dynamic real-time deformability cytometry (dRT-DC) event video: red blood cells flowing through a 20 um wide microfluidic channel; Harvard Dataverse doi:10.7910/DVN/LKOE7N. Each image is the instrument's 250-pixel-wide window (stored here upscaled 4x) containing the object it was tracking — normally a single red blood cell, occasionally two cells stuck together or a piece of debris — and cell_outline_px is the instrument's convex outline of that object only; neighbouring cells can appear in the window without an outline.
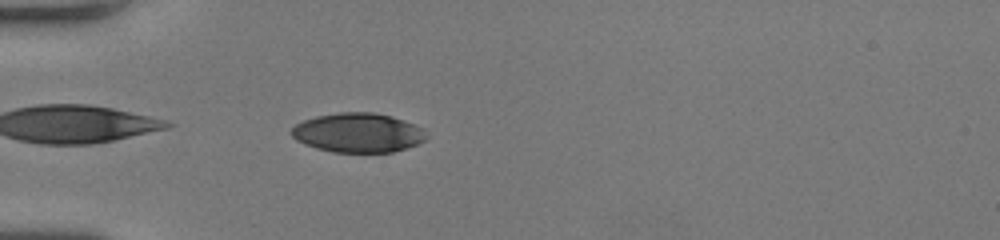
{"species": "human", "species_latin": "Homo sapiens", "temperature_condition": "room temperature", "stored_images_in_passage": 38, "camera_frame_rate_fps": 3000, "um_per_image_px": 0.085, "donor": {"sex": "female"}, "frame": {"image": 1, "passage_image": 2, "time_ms": 0.333, "image_size_px": [1000, 240], "cell_outline_px": [[428, 136], [424, 140], [416, 144], [392, 152], [332, 152], [316, 148], [304, 144], [296, 140], [288, 132], [296, 124], [304, 120], [316, 116], [340, 112], [376, 112], [392, 116], [404, 120], [424, 128]], "centroid_in_image_um": [30.42, 11.27], "position_along_channel_um": 54.6, "area_um2": 31.1}}
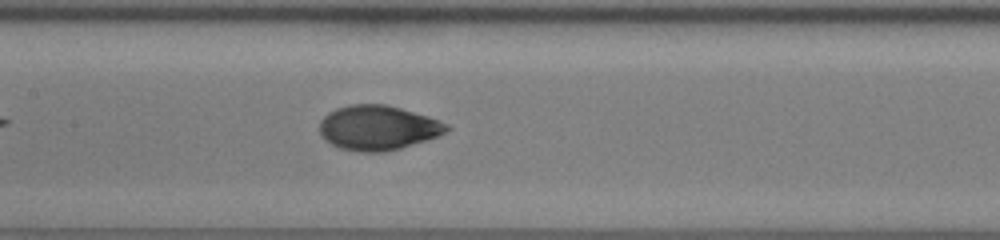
{"frame": {"image": 2, "passage_image": 12, "time_ms": 3.667, "image_size_px": [1000, 240], "cell_outline_px": [[452, 128], [436, 136], [400, 148], [384, 152], [360, 152], [340, 148], [324, 140], [320, 136], [320, 120], [328, 112], [336, 108], [348, 104], [388, 104], [428, 116], [440, 120], [448, 124]], "centroid_in_image_um": [32.09, 10.84], "position_along_channel_um": 175.3, "area_um2": 33.18}}
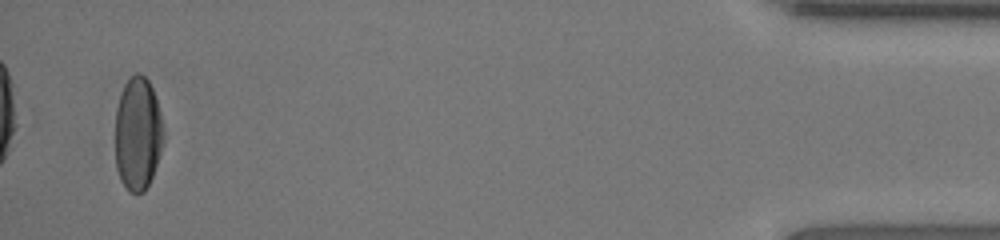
{"frame": {"image": 3, "passage_image": 36, "time_ms": 11.667, "image_size_px": [1000, 240], "cell_outline_px": [[164, 140], [152, 176], [144, 192], [128, 192], [120, 180], [116, 168], [116, 108], [124, 84], [136, 72], [140, 72], [148, 80], [152, 88], [160, 112], [164, 128]], "centroid_in_image_um": [11.71, 11.37], "position_along_channel_um": 423.5, "area_um2": 31.85}, "authors_computed_cell_mechanics": {"area_um2": 32.946, "velocity_mm_per_s": 4.0554, "shape_relaxation_time_tau1_ms": 4.0137, "shape_relaxation_time_tau2_ms": 0.9149, "deformation_change_tau1": 0.1986, "deformation_change_tau2": 0.0427}}